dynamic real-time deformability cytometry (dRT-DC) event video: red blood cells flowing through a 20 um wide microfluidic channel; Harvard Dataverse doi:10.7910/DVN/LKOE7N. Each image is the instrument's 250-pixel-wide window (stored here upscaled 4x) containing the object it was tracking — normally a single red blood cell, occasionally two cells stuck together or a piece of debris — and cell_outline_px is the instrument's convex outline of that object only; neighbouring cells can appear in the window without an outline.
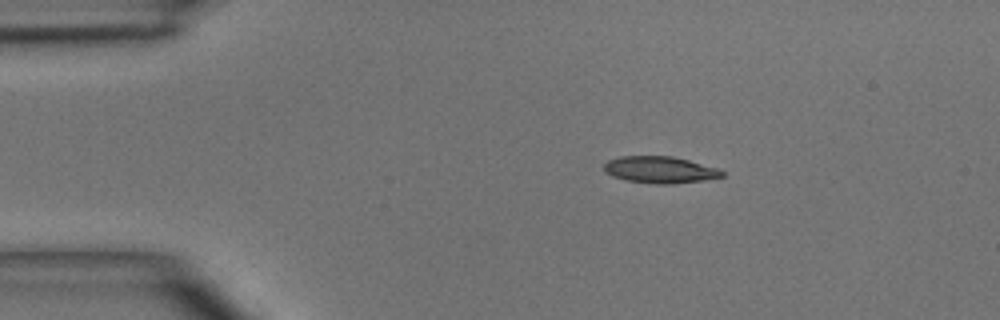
{"species": "common noctule bat (a hibernating species)", "species_latin": "Nyctalus noctula", "temperature_condition": "room temperature", "stored_images_in_passage": 5, "camera_frame_rate_fps": 3000, "um_per_image_px": 0.085, "animal": {"sex": "male", "body_mass_g": 15.6}, "frame": {"image": 1, "passage_image": 2, "time_ms": 1.333, "image_size_px": [1000, 320], "cell_outline_px": [[724, 176], [704, 180], [672, 184], [656, 184], [628, 180], [612, 176], [604, 172], [604, 164], [608, 160], [620, 156], [672, 156], [720, 168], [724, 172]], "centroid_in_image_um": [56.11, 14.42], "position_along_channel_um": 28.9, "area_um2": 18.44}}
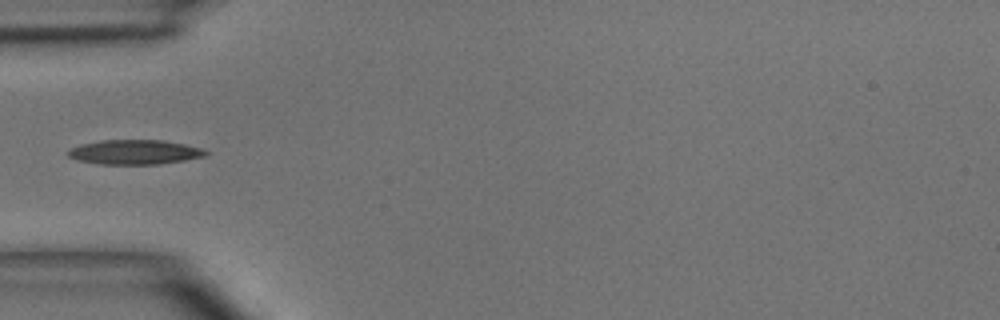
{"frame": {"image": 2, "passage_image": 4, "time_ms": 3.667, "image_size_px": [1000, 320], "cell_outline_px": [[208, 156], [160, 164], [100, 164], [76, 160], [68, 156], [68, 148], [80, 144], [100, 140], [164, 140], [184, 144], [200, 148], [208, 152]], "centroid_in_image_um": [11.42, 12.93], "position_along_channel_um": 73.6, "area_um2": 19.83}}
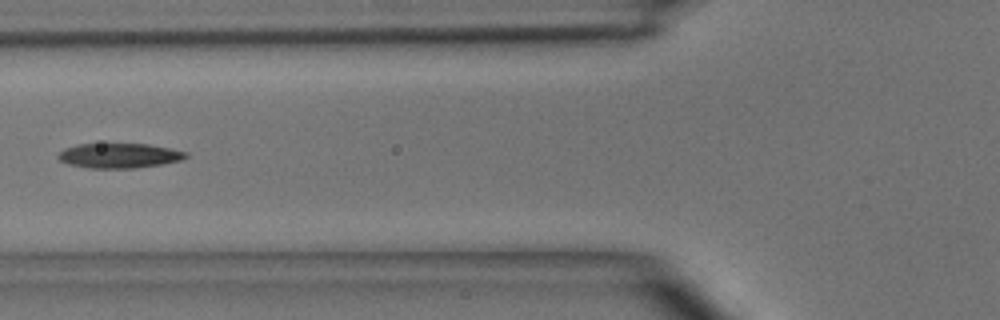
{"frame": {"image": 3, "passage_image": 5, "time_ms": 4.667, "image_size_px": [1000, 320], "cell_outline_px": [[188, 156], [180, 160], [164, 164], [136, 168], [88, 168], [68, 164], [60, 160], [56, 156], [64, 148], [76, 144], [148, 144], [188, 152]], "centroid_in_image_um": [10.12, 13.23], "position_along_channel_um": 115.7, "area_um2": 18.5}}